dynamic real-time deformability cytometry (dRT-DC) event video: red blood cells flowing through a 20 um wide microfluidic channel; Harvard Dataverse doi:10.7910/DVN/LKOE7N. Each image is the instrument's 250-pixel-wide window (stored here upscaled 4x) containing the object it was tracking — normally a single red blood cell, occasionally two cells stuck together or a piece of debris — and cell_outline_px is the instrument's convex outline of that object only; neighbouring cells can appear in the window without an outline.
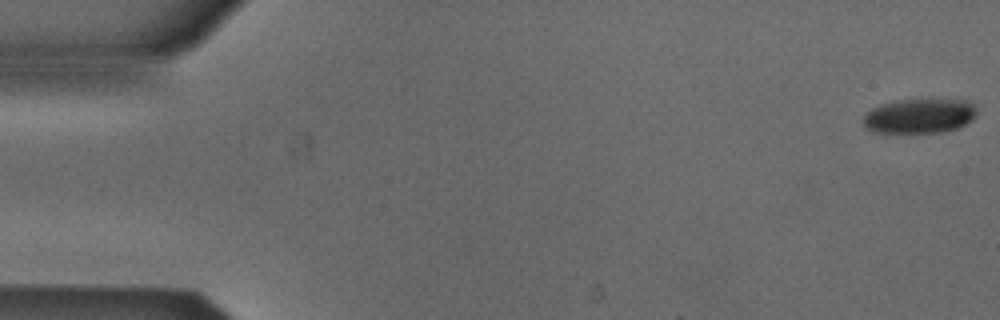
{"species": "Egyptian fruit bat (a non-hibernating species)", "species_latin": "Rousettus aegyptiacus", "temperature_condition": "cold", "stored_images_in_passage": 53, "camera_frame_rate_fps": 3000, "um_per_image_px": 0.085, "animal": {"sex": "male"}, "frame": {"image": 1, "passage_image": 1, "time_ms": 0.0, "image_size_px": [1000, 320], "cell_outline_px": [[976, 116], [972, 120], [956, 128], [940, 132], [872, 132], [864, 128], [864, 116], [872, 108], [880, 104], [904, 100], [964, 100], [972, 104], [976, 108]], "centroid_in_image_um": [78.14, 9.86], "position_along_channel_um": 6.9, "area_um2": 22.54}}
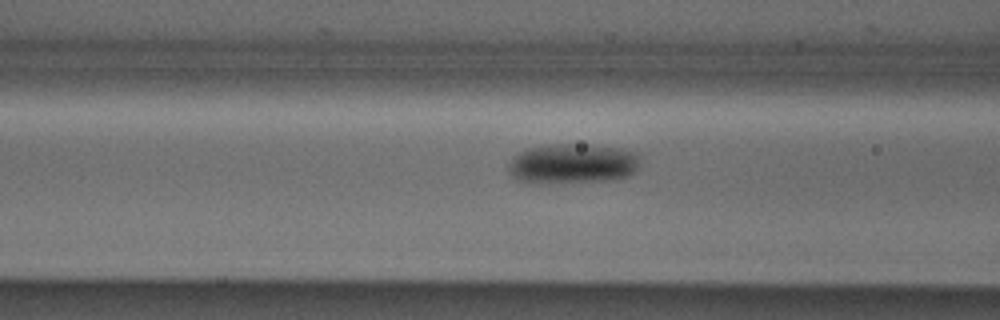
{"frame": {"image": 2, "passage_image": 21, "time_ms": 6.667, "image_size_px": [1000, 320], "cell_outline_px": [[640, 168], [636, 172], [628, 176], [616, 180], [556, 184], [524, 184], [516, 180], [512, 176], [508, 168], [508, 164], [520, 152], [528, 148], [552, 144], [588, 144], [620, 148], [636, 152], [640, 156]], "centroid_in_image_um": [48.7, 13.95], "position_along_channel_um": 117.9, "area_um2": 31.79}}
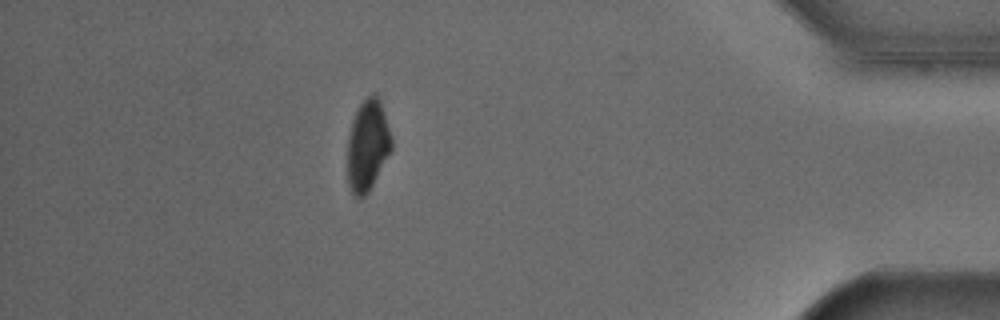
{"frame": {"image": 3, "passage_image": 47, "time_ms": 15.333, "image_size_px": [1000, 320], "cell_outline_px": [[392, 148], [368, 192], [360, 200], [352, 192], [348, 184], [348, 136], [352, 120], [360, 104], [372, 92], [376, 92], [380, 100], [392, 140]], "centroid_in_image_um": [31.24, 12.34], "position_along_channel_um": 404.0, "area_um2": 23.06}, "authors_computed_cell_mechanics": {"area_um2": 26.2412, "velocity_mm_per_s": 3.8669, "shape_relaxation_time_tau1_ms": 5.5662, "shape_relaxation_time_tau2_ms": null, "deformation_change_tau1": 0.1158, "deformation_change_tau2": null}}